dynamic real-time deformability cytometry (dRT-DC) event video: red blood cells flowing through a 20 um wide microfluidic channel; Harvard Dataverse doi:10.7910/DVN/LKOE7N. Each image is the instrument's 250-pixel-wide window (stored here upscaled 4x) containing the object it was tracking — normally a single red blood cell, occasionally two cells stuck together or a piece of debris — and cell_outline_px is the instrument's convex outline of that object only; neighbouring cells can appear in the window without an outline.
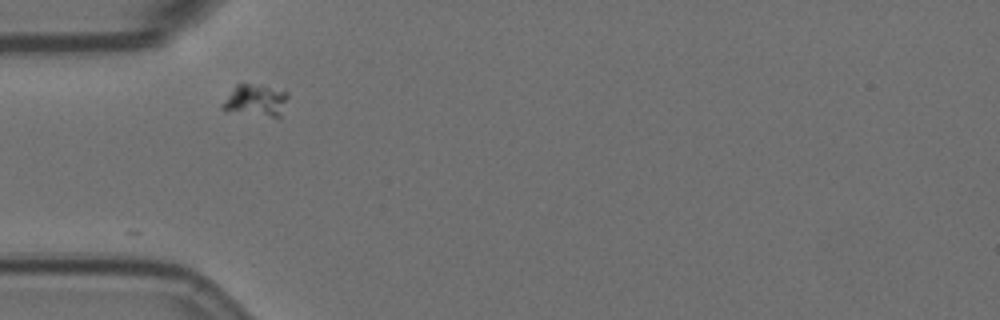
{"species": "Egyptian fruit bat (a non-hibernating species)", "species_latin": "Rousettus aegyptiacus", "temperature_condition": "room temperature", "stored_images_in_passage": 10, "camera_frame_rate_fps": 3000, "um_per_image_px": 0.085, "animal": {"sex": "female"}, "frame": {"image": 1, "passage_image": 1, "time_ms": 0.0, "image_size_px": [1000, 320], "cell_outline_px": [[288, 96], [280, 116], [272, 116], [220, 108], [220, 104], [236, 84], [248, 84], [288, 92]], "centroid_in_image_um": [21.71, 8.51], "position_along_channel_um": 63.3, "area_um2": 11.33}}
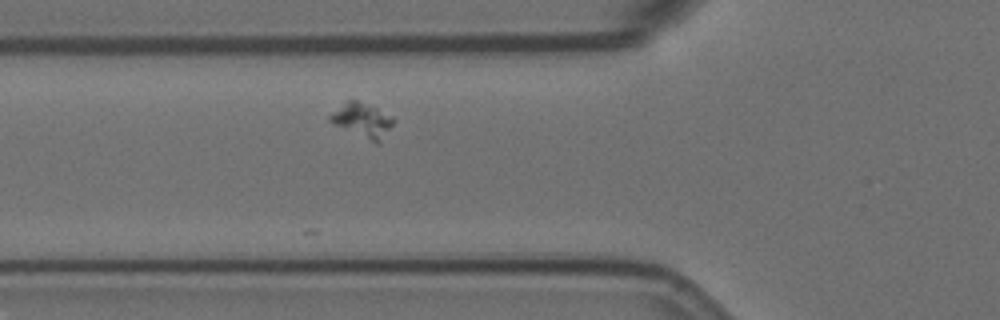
{"frame": {"image": 2, "passage_image": 4, "time_ms": 1.0, "image_size_px": [1000, 320], "cell_outline_px": [[396, 120], [380, 144], [376, 144], [332, 124], [328, 120], [328, 116], [332, 112], [348, 100], [356, 100], [376, 108], [392, 116]], "centroid_in_image_um": [30.81, 10.26], "position_along_channel_um": 95.0, "area_um2": 12.83}}
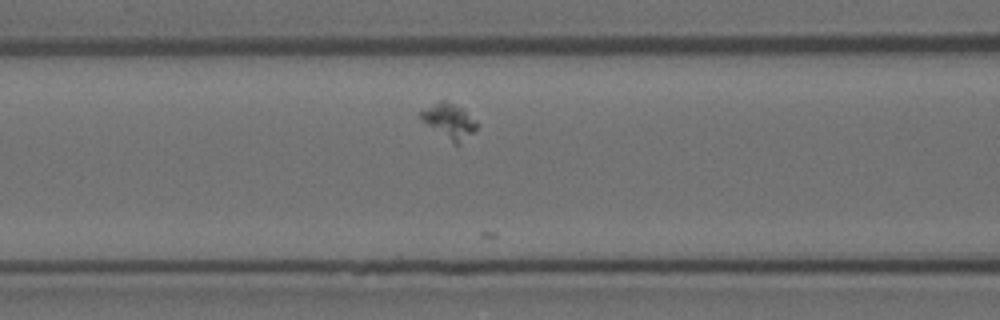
{"frame": {"image": 3, "passage_image": 7, "time_ms": 2.0, "image_size_px": [1000, 320], "cell_outline_px": [[480, 124], [460, 144], [452, 144], [428, 124], [416, 112], [440, 100], [448, 100], [460, 108], [476, 120]], "centroid_in_image_um": [38.18, 10.28], "position_along_channel_um": 128.4, "area_um2": 11.27}}